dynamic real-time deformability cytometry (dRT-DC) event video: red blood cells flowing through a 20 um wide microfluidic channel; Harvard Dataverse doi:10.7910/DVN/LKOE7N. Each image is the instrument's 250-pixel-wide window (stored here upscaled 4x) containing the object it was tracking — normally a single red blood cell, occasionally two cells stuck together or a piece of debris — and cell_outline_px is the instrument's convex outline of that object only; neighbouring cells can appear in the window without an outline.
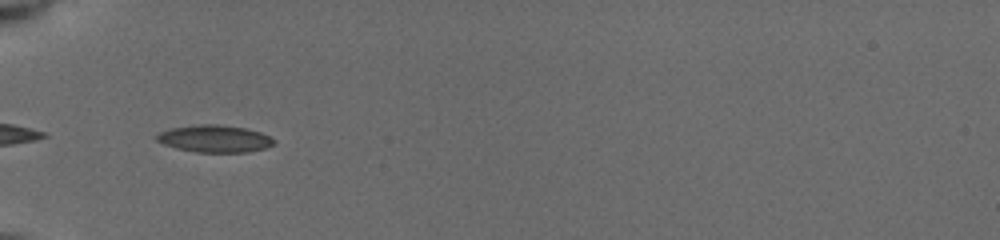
{"species": "common noctule bat (a hibernating species)", "species_latin": "Nyctalus noctula", "temperature_condition": "cold", "stored_images_in_passage": 35, "camera_frame_rate_fps": 3000, "um_per_image_px": 0.085, "animal": {"sex": "female", "body_mass_g": 19.5, "forearm_length_mm": 54.1}, "frame": {"image": 1, "passage_image": 1, "time_ms": 0.0, "image_size_px": [1000, 240], "cell_outline_px": [[276, 140], [272, 144], [264, 148], [248, 152], [196, 152], [176, 148], [164, 144], [156, 140], [152, 136], [160, 132], [172, 128], [200, 124], [216, 124], [244, 128], [260, 132]], "centroid_in_image_um": [18.2, 11.79], "position_along_channel_um": 66.8, "area_um2": 18.44}}
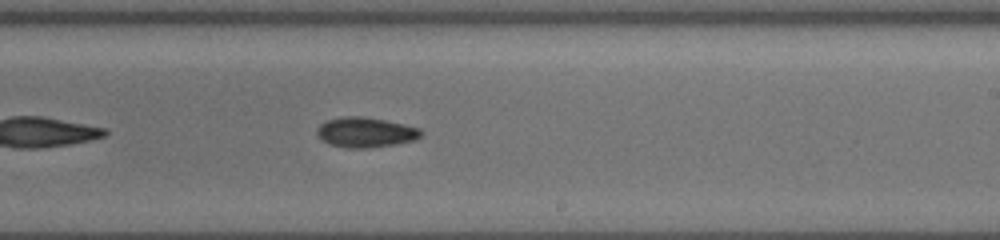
{"frame": {"image": 2, "passage_image": 16, "time_ms": 5.0, "image_size_px": [1000, 240], "cell_outline_px": [[424, 132], [416, 140], [396, 144], [368, 148], [348, 148], [328, 144], [316, 132], [316, 128], [320, 124], [328, 120], [344, 116], [364, 116], [404, 124], [420, 128]], "centroid_in_image_um": [31.1, 11.25], "position_along_channel_um": 257.9, "area_um2": 18.26}}
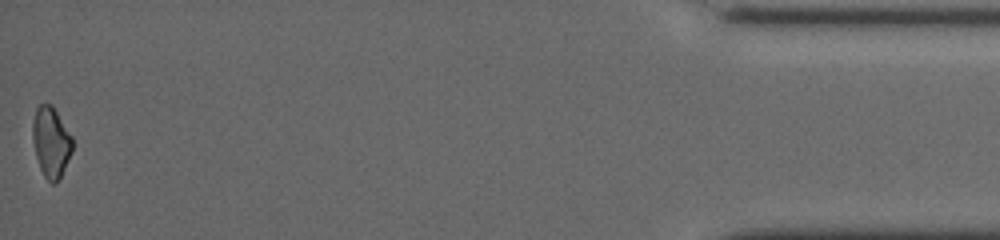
{"frame": {"image": 3, "passage_image": 35, "time_ms": 11.333, "image_size_px": [1000, 240], "cell_outline_px": [[72, 152], [56, 184], [52, 184], [44, 176], [40, 168], [36, 156], [32, 136], [32, 124], [36, 108], [40, 104], [52, 104], [72, 136]], "centroid_in_image_um": [4.33, 12.06], "position_along_channel_um": 430.9, "area_um2": 16.24}, "authors_computed_cell_mechanics": {"area_um2": 17.8602, "velocity_mm_per_s": 3.9538, "shape_relaxation_time_tau1_ms": 10.9249, "shape_relaxation_time_tau2_ms": null, "deformation_change_tau1": 0.1897, "deformation_change_tau2": null}}